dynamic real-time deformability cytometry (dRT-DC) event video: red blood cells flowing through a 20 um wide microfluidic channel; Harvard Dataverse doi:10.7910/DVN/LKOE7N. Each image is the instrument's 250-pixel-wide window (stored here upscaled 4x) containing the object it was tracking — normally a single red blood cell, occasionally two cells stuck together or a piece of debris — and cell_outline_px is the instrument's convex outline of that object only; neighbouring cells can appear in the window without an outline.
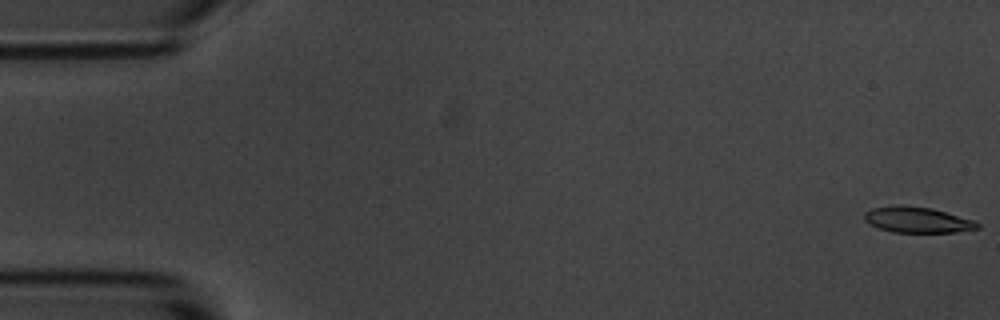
{"species": "common noctule bat (a hibernating species)", "species_latin": "Nyctalus noctula", "temperature_condition": "room temperature", "stored_images_in_passage": 57, "camera_frame_rate_fps": 3000, "um_per_image_px": 0.085, "animal": {"sex": "male", "body_mass_g": 20.1, "forearm_length_mm": 53.5}, "frame": {"image": 1, "passage_image": 1, "time_ms": 0.0, "image_size_px": [1000, 320], "cell_outline_px": [[980, 228], [956, 232], [892, 232], [868, 224], [864, 220], [864, 212], [872, 208], [932, 208], [972, 220], [980, 224]], "centroid_in_image_um": [78.0, 18.74], "position_along_channel_um": 7.0, "area_um2": 16.13}}
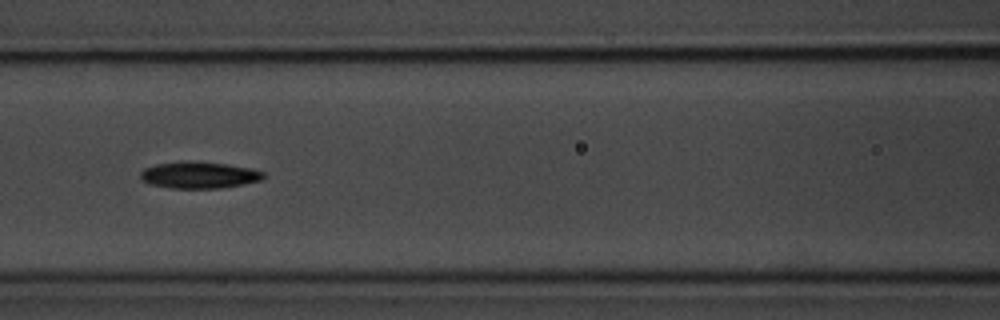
{"frame": {"image": 2, "passage_image": 25, "time_ms": 8.0, "image_size_px": [1000, 320], "cell_outline_px": [[268, 176], [260, 180], [244, 184], [220, 188], [172, 188], [148, 184], [140, 180], [140, 172], [144, 168], [156, 164], [196, 160], [228, 164], [252, 168], [264, 172]], "centroid_in_image_um": [16.93, 14.87], "position_along_channel_um": 149.7, "area_um2": 19.42}}
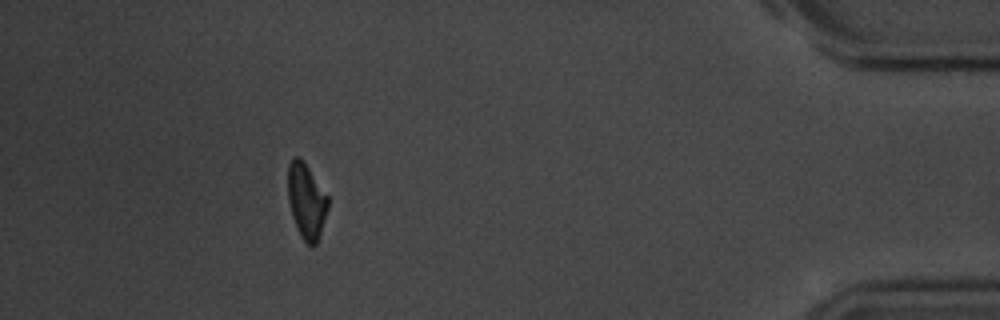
{"frame": {"image": 3, "passage_image": 52, "time_ms": 17.0, "image_size_px": [1000, 320], "cell_outline_px": [[328, 208], [316, 244], [312, 248], [300, 236], [296, 228], [292, 216], [288, 200], [288, 164], [292, 156], [300, 156], [328, 196]], "centroid_in_image_um": [26.02, 17.07], "position_along_channel_um": 409.2, "area_um2": 17.57}, "authors_computed_cell_mechanics": {"area_um2": 18.3226, "velocity_mm_per_s": 3.5097, "shape_relaxation_time_tau1_ms": 5.4536, "shape_relaxation_time_tau2_ms": null, "deformation_change_tau1": 0.1544, "deformation_change_tau2": null}}